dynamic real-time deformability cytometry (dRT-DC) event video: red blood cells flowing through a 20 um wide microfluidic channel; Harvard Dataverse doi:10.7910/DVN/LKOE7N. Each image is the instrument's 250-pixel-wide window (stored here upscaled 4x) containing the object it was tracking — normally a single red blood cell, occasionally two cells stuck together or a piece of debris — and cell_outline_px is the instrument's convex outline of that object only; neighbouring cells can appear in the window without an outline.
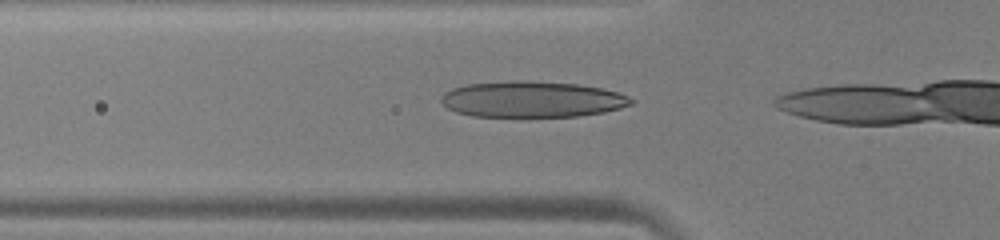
{"species": "human", "species_latin": "Homo sapiens", "temperature_condition": "warm", "stored_images_in_passage": 11, "camera_frame_rate_fps": 3000, "um_per_image_px": 0.085, "donor": {"sex": "male"}, "frame": {"image": 1, "passage_image": 7, "time_ms": 2.0, "image_size_px": [1000, 240], "cell_outline_px": [[636, 100], [632, 104], [620, 108], [604, 112], [580, 116], [472, 116], [456, 112], [448, 108], [440, 100], [440, 96], [444, 92], [452, 88], [468, 84], [512, 80], [520, 80], [576, 84], [600, 88], [616, 92], [628, 96]], "centroid_in_image_um": [45.21, 8.44], "position_along_channel_um": 80.6, "area_um2": 39.82}}
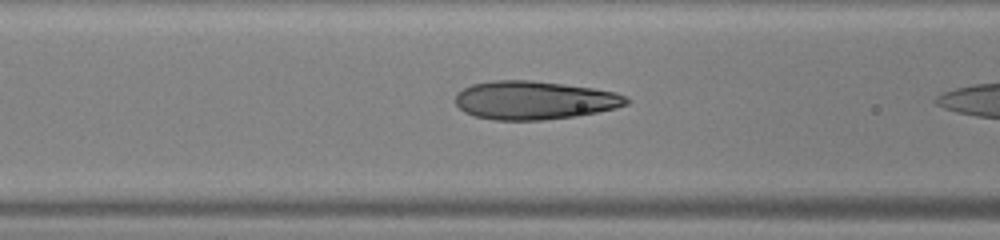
{"frame": {"image": 2, "passage_image": 10, "time_ms": 3.0, "image_size_px": [1000, 240], "cell_outline_px": [[632, 100], [628, 104], [616, 108], [576, 116], [544, 120], [496, 120], [472, 116], [464, 112], [456, 104], [456, 92], [472, 84], [492, 80], [532, 80], [564, 84], [592, 88], [616, 92]], "centroid_in_image_um": [45.4, 8.52], "position_along_channel_um": 121.2, "area_um2": 38.49}}